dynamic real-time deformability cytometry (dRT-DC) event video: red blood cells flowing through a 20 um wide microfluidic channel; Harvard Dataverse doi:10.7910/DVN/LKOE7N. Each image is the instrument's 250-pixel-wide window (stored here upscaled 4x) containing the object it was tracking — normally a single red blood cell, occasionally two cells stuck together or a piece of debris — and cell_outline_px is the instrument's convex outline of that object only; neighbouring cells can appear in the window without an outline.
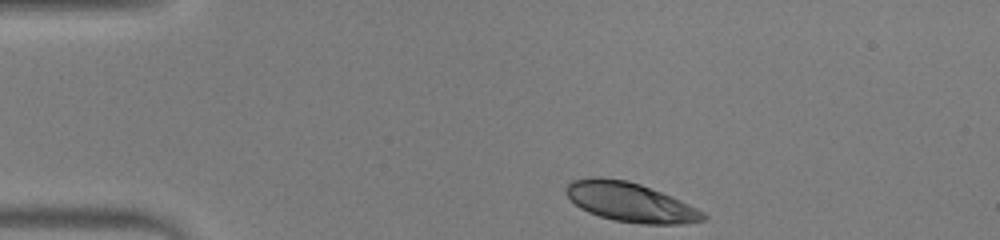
{"species": "human", "species_latin": "Homo sapiens", "temperature_condition": "warm", "stored_images_in_passage": 44, "camera_frame_rate_fps": 3000, "um_per_image_px": 0.085, "donor": {"sex": "male"}, "frame": {"image": 1, "passage_image": 1, "time_ms": 0.0, "image_size_px": [1000, 240], "cell_outline_px": [[708, 216], [704, 220], [680, 224], [640, 224], [612, 220], [588, 212], [580, 208], [564, 192], [564, 188], [572, 180], [588, 176], [600, 176], [628, 180], [640, 184], [672, 196], [704, 212]], "centroid_in_image_um": [53.54, 17.17], "position_along_channel_um": 31.5, "area_um2": 31.62}}
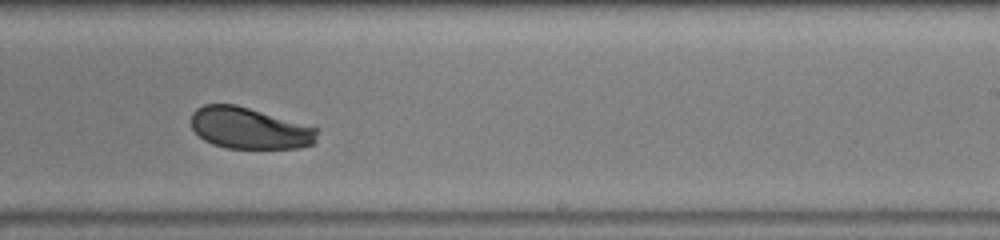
{"frame": {"image": 2, "passage_image": 24, "time_ms": 7.667, "image_size_px": [1000, 240], "cell_outline_px": [[320, 128], [316, 140], [312, 144], [300, 148], [228, 148], [212, 144], [204, 140], [192, 128], [192, 112], [196, 108], [204, 104], [236, 104]], "centroid_in_image_um": [21.23, 10.89], "position_along_channel_um": 267.8, "area_um2": 30.58}}
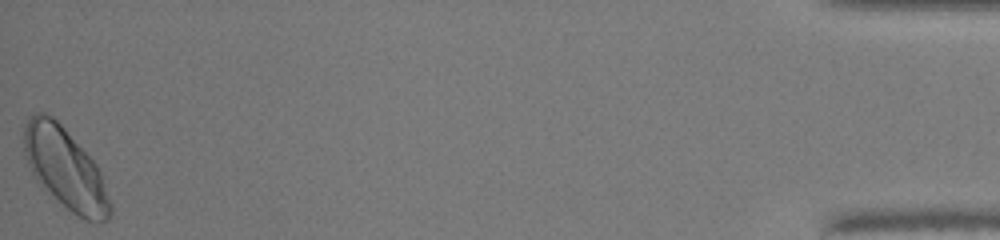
{"frame": {"image": 3, "passage_image": 44, "time_ms": 14.333, "image_size_px": [1000, 240], "cell_outline_px": [[112, 212], [108, 220], [96, 224], [84, 220], [72, 212], [40, 184], [36, 180], [28, 164], [24, 152], [24, 124], [28, 116], [36, 112], [44, 112], [52, 116], [64, 128], [96, 164], [100, 172], [112, 204]], "centroid_in_image_um": [5.56, 14.34], "position_along_channel_um": 429.6, "area_um2": 40.4}, "authors_computed_cell_mechanics": {"area_um2": 32.5703, "velocity_mm_per_s": 3.8617, "shape_relaxation_time_tau1_ms": 1.9461, "shape_relaxation_time_tau2_ms": null, "deformation_change_tau1": 0.1179, "deformation_change_tau2": null}}